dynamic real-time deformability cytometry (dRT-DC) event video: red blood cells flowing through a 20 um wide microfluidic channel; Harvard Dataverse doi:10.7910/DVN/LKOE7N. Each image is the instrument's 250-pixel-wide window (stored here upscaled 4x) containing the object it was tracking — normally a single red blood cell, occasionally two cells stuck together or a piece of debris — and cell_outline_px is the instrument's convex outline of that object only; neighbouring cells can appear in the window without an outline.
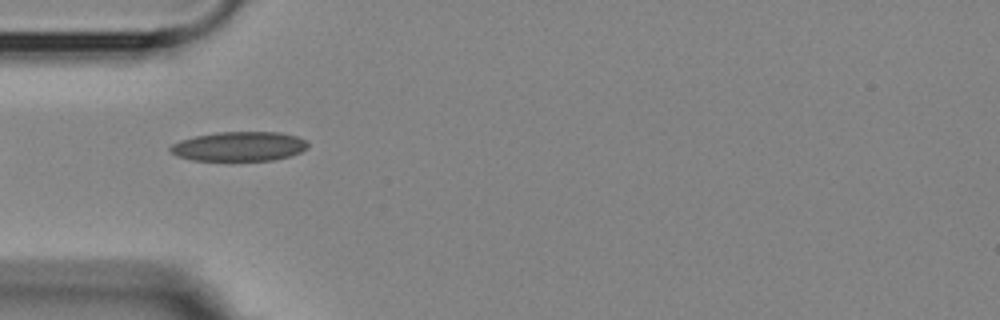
{"species": "Egyptian fruit bat (a non-hibernating species)", "species_latin": "Rousettus aegyptiacus", "temperature_condition": "room temperature", "stored_images_in_passage": 6, "camera_frame_rate_fps": 3000, "um_per_image_px": 0.085, "animal": {"sex": "female"}, "frame": {"image": 1, "passage_image": 2, "time_ms": 1.0, "image_size_px": [1000, 320], "cell_outline_px": [[308, 148], [300, 152], [288, 156], [272, 160], [192, 160], [176, 156], [168, 148], [172, 144], [180, 140], [196, 136], [216, 132], [280, 132], [296, 136], [308, 140]], "centroid_in_image_um": [20.33, 12.43], "position_along_channel_um": 64.7, "area_um2": 23.58}}
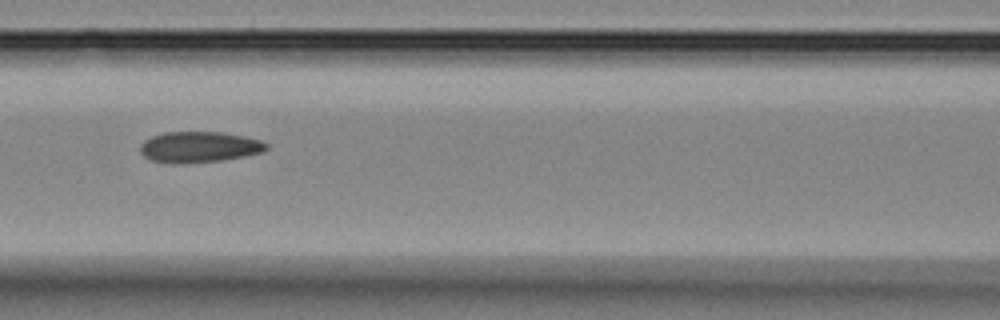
{"frame": {"image": 2, "passage_image": 4, "time_ms": 3.333, "image_size_px": [1000, 320], "cell_outline_px": [[268, 148], [260, 152], [244, 156], [220, 160], [180, 164], [172, 164], [152, 160], [144, 156], [140, 152], [140, 144], [144, 140], [152, 136], [164, 132], [224, 132], [244, 136], [260, 140], [268, 144]], "centroid_in_image_um": [16.9, 12.49], "position_along_channel_um": 149.7, "area_um2": 22.72}}
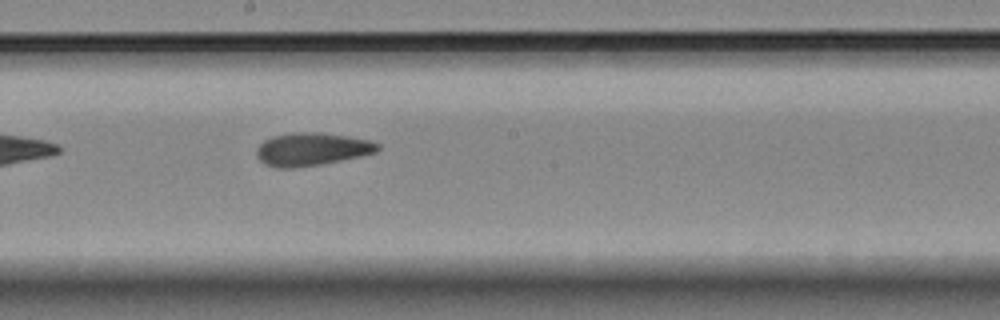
{"frame": {"image": 3, "passage_image": 6, "time_ms": 5.333, "image_size_px": [1000, 320], "cell_outline_px": [[380, 148], [376, 152], [360, 156], [320, 164], [292, 168], [276, 168], [264, 164], [256, 156], [256, 148], [264, 140], [272, 136], [292, 132], [320, 132], [348, 136], [368, 140], [380, 144]], "centroid_in_image_um": [26.46, 12.67], "position_along_channel_um": 221.7, "area_um2": 23.29}}